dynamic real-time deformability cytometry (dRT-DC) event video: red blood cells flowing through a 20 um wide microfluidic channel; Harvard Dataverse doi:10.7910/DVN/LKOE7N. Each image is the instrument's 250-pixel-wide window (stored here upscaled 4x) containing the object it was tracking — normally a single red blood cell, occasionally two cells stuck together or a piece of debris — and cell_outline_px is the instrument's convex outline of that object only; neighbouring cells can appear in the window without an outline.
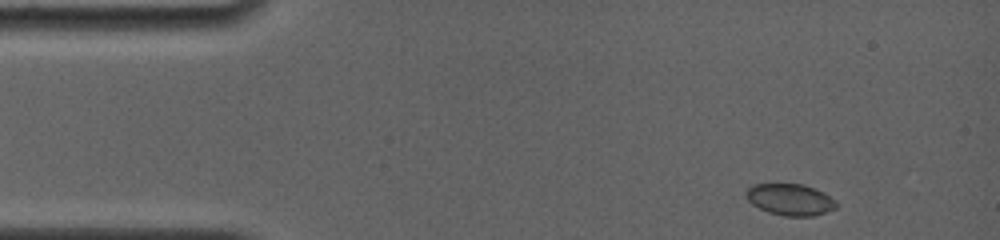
{"species": "common noctule bat (a hibernating species)", "species_latin": "Nyctalus noctula", "temperature_condition": "room temperature", "stored_images_in_passage": 7, "camera_frame_rate_fps": 4000, "um_per_image_px": 0.085, "animal": {"sex": "female", "body_mass_g": 19.0, "forearm_length_mm": 56.7}, "frame": {"image": 1, "passage_image": 1, "time_ms": 0.0, "image_size_px": [1000, 240], "cell_outline_px": [[836, 208], [812, 216], [784, 216], [768, 212], [752, 204], [748, 200], [748, 188], [752, 184], [804, 184], [824, 192], [836, 200]], "centroid_in_image_um": [67.19, 16.96], "position_along_channel_um": 17.8, "area_um2": 16.42}}